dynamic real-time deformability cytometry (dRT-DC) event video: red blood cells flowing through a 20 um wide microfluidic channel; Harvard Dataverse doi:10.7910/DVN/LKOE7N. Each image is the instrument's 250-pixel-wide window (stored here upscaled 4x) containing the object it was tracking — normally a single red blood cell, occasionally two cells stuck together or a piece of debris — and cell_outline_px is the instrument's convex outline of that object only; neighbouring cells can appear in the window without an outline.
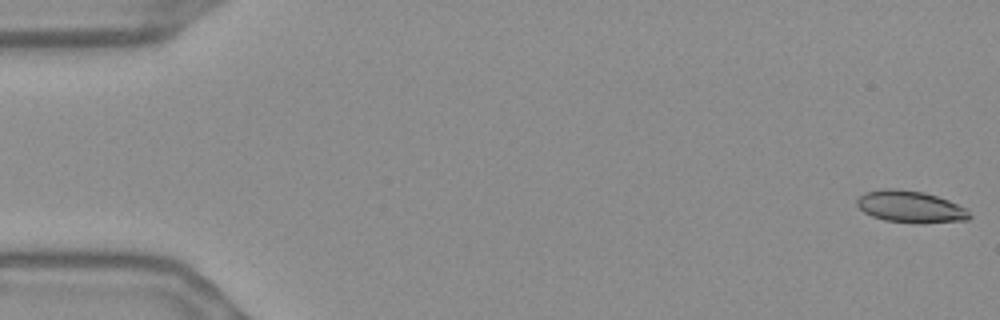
{"species": "Egyptian fruit bat (a non-hibernating species)", "species_latin": "Rousettus aegyptiacus", "temperature_condition": "warm", "stored_images_in_passage": 55, "camera_frame_rate_fps": 3000, "um_per_image_px": 0.085, "frame": {"image": 1, "passage_image": 1, "time_ms": 0.0, "image_size_px": [1000, 320], "cell_outline_px": [[972, 216], [968, 220], [884, 220], [872, 216], [864, 212], [856, 204], [856, 200], [864, 192], [884, 188], [892, 188], [924, 192], [948, 200], [968, 208]], "centroid_in_image_um": [77.35, 17.51], "position_along_channel_um": 7.7, "area_um2": 19.94}}
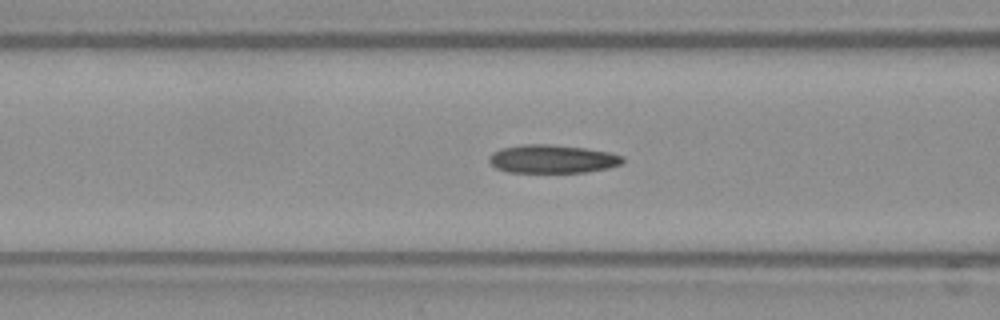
{"frame": {"image": 2, "passage_image": 22, "time_ms": 7.0, "image_size_px": [1000, 320], "cell_outline_px": [[624, 160], [620, 164], [608, 168], [588, 172], [508, 172], [496, 168], [488, 160], [488, 156], [492, 152], [500, 148], [524, 144], [552, 144], [584, 148], [608, 152], [624, 156]], "centroid_in_image_um": [46.92, 13.51], "position_along_channel_um": 119.7, "area_um2": 22.14}}
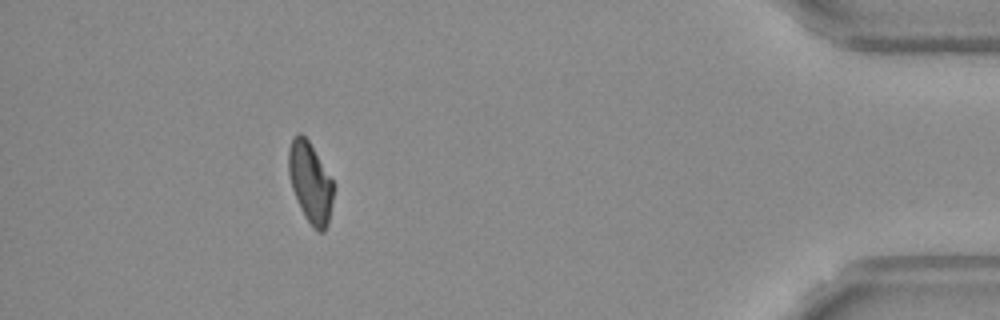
{"frame": {"image": 3, "passage_image": 50, "time_ms": 16.333, "image_size_px": [1000, 320], "cell_outline_px": [[332, 200], [328, 224], [324, 232], [316, 232], [312, 228], [300, 208], [292, 188], [288, 172], [288, 148], [292, 136], [300, 132], [308, 140], [332, 180]], "centroid_in_image_um": [26.34, 15.52], "position_along_channel_um": 408.9, "area_um2": 20.87}, "authors_computed_cell_mechanics": {"area_um2": 21.7906, "velocity_mm_per_s": 3.6949, "shape_relaxation_time_tau1_ms": 9.1966, "shape_relaxation_time_tau2_ms": 3.1512, "deformation_change_tau1": 0.1898, "deformation_change_tau2": 0.0885}}